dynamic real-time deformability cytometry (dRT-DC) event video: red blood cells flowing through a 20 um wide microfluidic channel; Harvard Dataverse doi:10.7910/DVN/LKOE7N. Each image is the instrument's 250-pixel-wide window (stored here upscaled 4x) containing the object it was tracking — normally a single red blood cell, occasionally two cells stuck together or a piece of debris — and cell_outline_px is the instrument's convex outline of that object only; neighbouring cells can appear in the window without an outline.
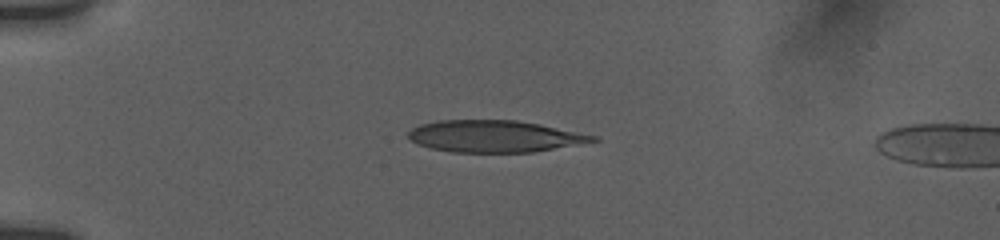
{"species": "human", "species_latin": "Homo sapiens", "temperature_condition": "room temperature", "stored_images_in_passage": 18, "camera_frame_rate_fps": 3000, "um_per_image_px": 0.085, "donor": {"sex": "female"}, "frame": {"image": 1, "passage_image": 1, "time_ms": 0.0, "image_size_px": [1000, 240], "cell_outline_px": [[600, 140], [532, 152], [452, 152], [432, 148], [420, 144], [412, 140], [408, 136], [408, 132], [412, 128], [420, 124], [440, 120], [516, 120], [540, 124], [596, 136]], "centroid_in_image_um": [42.02, 11.58], "position_along_channel_um": 43.0, "area_um2": 33.81}}
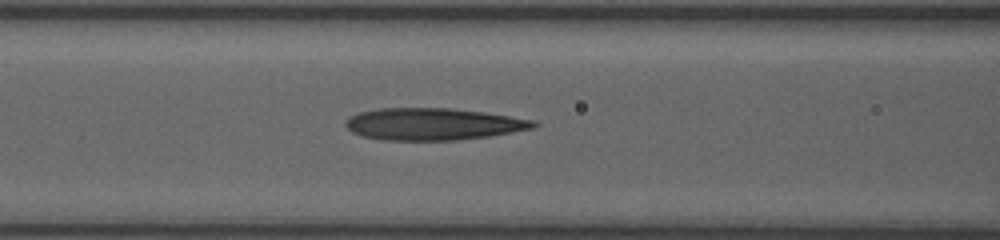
{"frame": {"image": 2, "passage_image": 11, "time_ms": 3.333, "image_size_px": [1000, 240], "cell_outline_px": [[540, 124], [532, 128], [488, 136], [456, 140], [384, 140], [364, 136], [352, 132], [344, 124], [344, 120], [360, 112], [380, 108], [452, 108], [508, 116], [532, 120]], "centroid_in_image_um": [36.77, 10.54], "position_along_channel_um": 129.8, "area_um2": 34.62}}
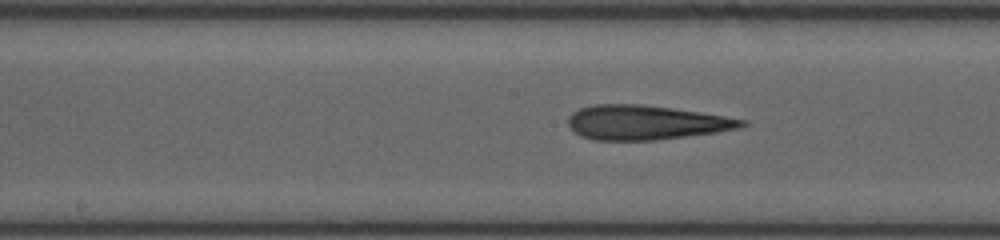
{"frame": {"image": 3, "passage_image": 16, "time_ms": 5.0, "image_size_px": [1000, 240], "cell_outline_px": [[748, 124], [736, 128], [716, 132], [656, 140], [592, 140], [580, 136], [568, 124], [568, 116], [572, 112], [580, 108], [596, 104], [640, 104], [672, 108], [700, 112], [748, 120]], "centroid_in_image_um": [54.87, 10.41], "position_along_channel_um": 193.3, "area_um2": 34.68}}